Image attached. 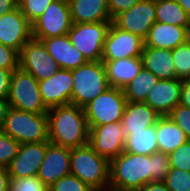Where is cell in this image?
<instances>
[{"label":"cell","instance_id":"obj_23","mask_svg":"<svg viewBox=\"0 0 190 191\" xmlns=\"http://www.w3.org/2000/svg\"><path fill=\"white\" fill-rule=\"evenodd\" d=\"M69 5L73 23L112 22L108 0H72Z\"/></svg>","mask_w":190,"mask_h":191},{"label":"cell","instance_id":"obj_30","mask_svg":"<svg viewBox=\"0 0 190 191\" xmlns=\"http://www.w3.org/2000/svg\"><path fill=\"white\" fill-rule=\"evenodd\" d=\"M20 143L0 129V167H8L17 155Z\"/></svg>","mask_w":190,"mask_h":191},{"label":"cell","instance_id":"obj_5","mask_svg":"<svg viewBox=\"0 0 190 191\" xmlns=\"http://www.w3.org/2000/svg\"><path fill=\"white\" fill-rule=\"evenodd\" d=\"M1 130L20 144L48 141L47 113H31L10 107Z\"/></svg>","mask_w":190,"mask_h":191},{"label":"cell","instance_id":"obj_42","mask_svg":"<svg viewBox=\"0 0 190 191\" xmlns=\"http://www.w3.org/2000/svg\"><path fill=\"white\" fill-rule=\"evenodd\" d=\"M180 104L190 108V79L182 80Z\"/></svg>","mask_w":190,"mask_h":191},{"label":"cell","instance_id":"obj_38","mask_svg":"<svg viewBox=\"0 0 190 191\" xmlns=\"http://www.w3.org/2000/svg\"><path fill=\"white\" fill-rule=\"evenodd\" d=\"M19 67V53L0 43V68L16 69Z\"/></svg>","mask_w":190,"mask_h":191},{"label":"cell","instance_id":"obj_40","mask_svg":"<svg viewBox=\"0 0 190 191\" xmlns=\"http://www.w3.org/2000/svg\"><path fill=\"white\" fill-rule=\"evenodd\" d=\"M14 70L0 68V99L8 98L11 75Z\"/></svg>","mask_w":190,"mask_h":191},{"label":"cell","instance_id":"obj_20","mask_svg":"<svg viewBox=\"0 0 190 191\" xmlns=\"http://www.w3.org/2000/svg\"><path fill=\"white\" fill-rule=\"evenodd\" d=\"M189 27L155 22L144 39V46L159 49H175L188 41Z\"/></svg>","mask_w":190,"mask_h":191},{"label":"cell","instance_id":"obj_2","mask_svg":"<svg viewBox=\"0 0 190 191\" xmlns=\"http://www.w3.org/2000/svg\"><path fill=\"white\" fill-rule=\"evenodd\" d=\"M152 182L151 155L123 151L110 161L109 189L136 191Z\"/></svg>","mask_w":190,"mask_h":191},{"label":"cell","instance_id":"obj_15","mask_svg":"<svg viewBox=\"0 0 190 191\" xmlns=\"http://www.w3.org/2000/svg\"><path fill=\"white\" fill-rule=\"evenodd\" d=\"M46 149L47 141L20 144L17 155L7 167L10 178L37 176Z\"/></svg>","mask_w":190,"mask_h":191},{"label":"cell","instance_id":"obj_34","mask_svg":"<svg viewBox=\"0 0 190 191\" xmlns=\"http://www.w3.org/2000/svg\"><path fill=\"white\" fill-rule=\"evenodd\" d=\"M9 191H49V188L37 176L11 178Z\"/></svg>","mask_w":190,"mask_h":191},{"label":"cell","instance_id":"obj_18","mask_svg":"<svg viewBox=\"0 0 190 191\" xmlns=\"http://www.w3.org/2000/svg\"><path fill=\"white\" fill-rule=\"evenodd\" d=\"M181 79H159L148 93L145 103L161 116H167L180 104Z\"/></svg>","mask_w":190,"mask_h":191},{"label":"cell","instance_id":"obj_29","mask_svg":"<svg viewBox=\"0 0 190 191\" xmlns=\"http://www.w3.org/2000/svg\"><path fill=\"white\" fill-rule=\"evenodd\" d=\"M173 63L178 79L185 80L190 78V42L172 49Z\"/></svg>","mask_w":190,"mask_h":191},{"label":"cell","instance_id":"obj_26","mask_svg":"<svg viewBox=\"0 0 190 191\" xmlns=\"http://www.w3.org/2000/svg\"><path fill=\"white\" fill-rule=\"evenodd\" d=\"M124 151L142 155L158 152L155 125L145 130L132 131L125 139Z\"/></svg>","mask_w":190,"mask_h":191},{"label":"cell","instance_id":"obj_17","mask_svg":"<svg viewBox=\"0 0 190 191\" xmlns=\"http://www.w3.org/2000/svg\"><path fill=\"white\" fill-rule=\"evenodd\" d=\"M70 174V149L47 141L44 160L37 177L49 188L60 178Z\"/></svg>","mask_w":190,"mask_h":191},{"label":"cell","instance_id":"obj_21","mask_svg":"<svg viewBox=\"0 0 190 191\" xmlns=\"http://www.w3.org/2000/svg\"><path fill=\"white\" fill-rule=\"evenodd\" d=\"M160 117L161 115L145 102L127 101L121 121L125 136L132 134V131L145 130L147 127L154 126Z\"/></svg>","mask_w":190,"mask_h":191},{"label":"cell","instance_id":"obj_36","mask_svg":"<svg viewBox=\"0 0 190 191\" xmlns=\"http://www.w3.org/2000/svg\"><path fill=\"white\" fill-rule=\"evenodd\" d=\"M49 191H94L87 184L82 182L78 177L69 174L60 178L52 186Z\"/></svg>","mask_w":190,"mask_h":191},{"label":"cell","instance_id":"obj_1","mask_svg":"<svg viewBox=\"0 0 190 191\" xmlns=\"http://www.w3.org/2000/svg\"><path fill=\"white\" fill-rule=\"evenodd\" d=\"M48 141L69 149L88 144L89 128L84 109L75 104L50 108Z\"/></svg>","mask_w":190,"mask_h":191},{"label":"cell","instance_id":"obj_3","mask_svg":"<svg viewBox=\"0 0 190 191\" xmlns=\"http://www.w3.org/2000/svg\"><path fill=\"white\" fill-rule=\"evenodd\" d=\"M70 174L94 191H107L110 183V161L89 145L70 149Z\"/></svg>","mask_w":190,"mask_h":191},{"label":"cell","instance_id":"obj_43","mask_svg":"<svg viewBox=\"0 0 190 191\" xmlns=\"http://www.w3.org/2000/svg\"><path fill=\"white\" fill-rule=\"evenodd\" d=\"M10 175L7 167H0V191H9Z\"/></svg>","mask_w":190,"mask_h":191},{"label":"cell","instance_id":"obj_16","mask_svg":"<svg viewBox=\"0 0 190 191\" xmlns=\"http://www.w3.org/2000/svg\"><path fill=\"white\" fill-rule=\"evenodd\" d=\"M72 70L59 68L51 77L39 81L40 96L48 109L71 103Z\"/></svg>","mask_w":190,"mask_h":191},{"label":"cell","instance_id":"obj_6","mask_svg":"<svg viewBox=\"0 0 190 191\" xmlns=\"http://www.w3.org/2000/svg\"><path fill=\"white\" fill-rule=\"evenodd\" d=\"M7 101L9 107L21 111L38 114L49 111L40 96L39 81L20 67L12 72Z\"/></svg>","mask_w":190,"mask_h":191},{"label":"cell","instance_id":"obj_45","mask_svg":"<svg viewBox=\"0 0 190 191\" xmlns=\"http://www.w3.org/2000/svg\"><path fill=\"white\" fill-rule=\"evenodd\" d=\"M9 108L10 107L7 99H0V129H2L4 125L6 114Z\"/></svg>","mask_w":190,"mask_h":191},{"label":"cell","instance_id":"obj_28","mask_svg":"<svg viewBox=\"0 0 190 191\" xmlns=\"http://www.w3.org/2000/svg\"><path fill=\"white\" fill-rule=\"evenodd\" d=\"M159 79L142 67L138 75L124 88L125 98L129 102H145L148 93Z\"/></svg>","mask_w":190,"mask_h":191},{"label":"cell","instance_id":"obj_19","mask_svg":"<svg viewBox=\"0 0 190 191\" xmlns=\"http://www.w3.org/2000/svg\"><path fill=\"white\" fill-rule=\"evenodd\" d=\"M41 42L61 69L74 70L88 62L84 55L71 43L68 35L42 39Z\"/></svg>","mask_w":190,"mask_h":191},{"label":"cell","instance_id":"obj_44","mask_svg":"<svg viewBox=\"0 0 190 191\" xmlns=\"http://www.w3.org/2000/svg\"><path fill=\"white\" fill-rule=\"evenodd\" d=\"M18 7L17 0H0V16L11 12Z\"/></svg>","mask_w":190,"mask_h":191},{"label":"cell","instance_id":"obj_22","mask_svg":"<svg viewBox=\"0 0 190 191\" xmlns=\"http://www.w3.org/2000/svg\"><path fill=\"white\" fill-rule=\"evenodd\" d=\"M102 62L106 68L109 86L121 89L131 82L143 67L141 57L121 58Z\"/></svg>","mask_w":190,"mask_h":191},{"label":"cell","instance_id":"obj_7","mask_svg":"<svg viewBox=\"0 0 190 191\" xmlns=\"http://www.w3.org/2000/svg\"><path fill=\"white\" fill-rule=\"evenodd\" d=\"M126 104L123 89L109 87L83 107L88 128L111 122H121Z\"/></svg>","mask_w":190,"mask_h":191},{"label":"cell","instance_id":"obj_32","mask_svg":"<svg viewBox=\"0 0 190 191\" xmlns=\"http://www.w3.org/2000/svg\"><path fill=\"white\" fill-rule=\"evenodd\" d=\"M164 182L170 191H190V172L171 168Z\"/></svg>","mask_w":190,"mask_h":191},{"label":"cell","instance_id":"obj_10","mask_svg":"<svg viewBox=\"0 0 190 191\" xmlns=\"http://www.w3.org/2000/svg\"><path fill=\"white\" fill-rule=\"evenodd\" d=\"M19 67L31 73L38 81L51 77L59 69L41 41L31 39L19 53Z\"/></svg>","mask_w":190,"mask_h":191},{"label":"cell","instance_id":"obj_47","mask_svg":"<svg viewBox=\"0 0 190 191\" xmlns=\"http://www.w3.org/2000/svg\"><path fill=\"white\" fill-rule=\"evenodd\" d=\"M188 41L190 42V26H189V29H188Z\"/></svg>","mask_w":190,"mask_h":191},{"label":"cell","instance_id":"obj_4","mask_svg":"<svg viewBox=\"0 0 190 191\" xmlns=\"http://www.w3.org/2000/svg\"><path fill=\"white\" fill-rule=\"evenodd\" d=\"M72 76L71 104L78 107L83 108L110 87L102 61H88L72 70Z\"/></svg>","mask_w":190,"mask_h":191},{"label":"cell","instance_id":"obj_31","mask_svg":"<svg viewBox=\"0 0 190 191\" xmlns=\"http://www.w3.org/2000/svg\"><path fill=\"white\" fill-rule=\"evenodd\" d=\"M53 1L55 0H20L18 6L24 17L32 24Z\"/></svg>","mask_w":190,"mask_h":191},{"label":"cell","instance_id":"obj_41","mask_svg":"<svg viewBox=\"0 0 190 191\" xmlns=\"http://www.w3.org/2000/svg\"><path fill=\"white\" fill-rule=\"evenodd\" d=\"M136 191H170L164 181H152Z\"/></svg>","mask_w":190,"mask_h":191},{"label":"cell","instance_id":"obj_46","mask_svg":"<svg viewBox=\"0 0 190 191\" xmlns=\"http://www.w3.org/2000/svg\"><path fill=\"white\" fill-rule=\"evenodd\" d=\"M184 11L190 16V0H176Z\"/></svg>","mask_w":190,"mask_h":191},{"label":"cell","instance_id":"obj_24","mask_svg":"<svg viewBox=\"0 0 190 191\" xmlns=\"http://www.w3.org/2000/svg\"><path fill=\"white\" fill-rule=\"evenodd\" d=\"M141 58L143 67L158 79H178L172 50L144 46Z\"/></svg>","mask_w":190,"mask_h":191},{"label":"cell","instance_id":"obj_25","mask_svg":"<svg viewBox=\"0 0 190 191\" xmlns=\"http://www.w3.org/2000/svg\"><path fill=\"white\" fill-rule=\"evenodd\" d=\"M155 131L159 152L170 154L187 141L185 133L168 116L158 119Z\"/></svg>","mask_w":190,"mask_h":191},{"label":"cell","instance_id":"obj_9","mask_svg":"<svg viewBox=\"0 0 190 191\" xmlns=\"http://www.w3.org/2000/svg\"><path fill=\"white\" fill-rule=\"evenodd\" d=\"M72 24L69 3L55 0L32 23V38L41 41L42 39L67 35Z\"/></svg>","mask_w":190,"mask_h":191},{"label":"cell","instance_id":"obj_12","mask_svg":"<svg viewBox=\"0 0 190 191\" xmlns=\"http://www.w3.org/2000/svg\"><path fill=\"white\" fill-rule=\"evenodd\" d=\"M144 39L123 31L111 23L103 47L101 61H114L121 58L141 57Z\"/></svg>","mask_w":190,"mask_h":191},{"label":"cell","instance_id":"obj_48","mask_svg":"<svg viewBox=\"0 0 190 191\" xmlns=\"http://www.w3.org/2000/svg\"><path fill=\"white\" fill-rule=\"evenodd\" d=\"M63 1L70 3L72 0H63Z\"/></svg>","mask_w":190,"mask_h":191},{"label":"cell","instance_id":"obj_37","mask_svg":"<svg viewBox=\"0 0 190 191\" xmlns=\"http://www.w3.org/2000/svg\"><path fill=\"white\" fill-rule=\"evenodd\" d=\"M167 116L185 133L187 140H190V108L179 104Z\"/></svg>","mask_w":190,"mask_h":191},{"label":"cell","instance_id":"obj_11","mask_svg":"<svg viewBox=\"0 0 190 191\" xmlns=\"http://www.w3.org/2000/svg\"><path fill=\"white\" fill-rule=\"evenodd\" d=\"M125 132L121 122H111L89 128L88 144L109 161L124 151Z\"/></svg>","mask_w":190,"mask_h":191},{"label":"cell","instance_id":"obj_35","mask_svg":"<svg viewBox=\"0 0 190 191\" xmlns=\"http://www.w3.org/2000/svg\"><path fill=\"white\" fill-rule=\"evenodd\" d=\"M170 167L190 172V140L169 154Z\"/></svg>","mask_w":190,"mask_h":191},{"label":"cell","instance_id":"obj_27","mask_svg":"<svg viewBox=\"0 0 190 191\" xmlns=\"http://www.w3.org/2000/svg\"><path fill=\"white\" fill-rule=\"evenodd\" d=\"M156 21L180 27L190 26V16L176 0H155Z\"/></svg>","mask_w":190,"mask_h":191},{"label":"cell","instance_id":"obj_33","mask_svg":"<svg viewBox=\"0 0 190 191\" xmlns=\"http://www.w3.org/2000/svg\"><path fill=\"white\" fill-rule=\"evenodd\" d=\"M151 160L152 181H164L171 169L169 154L158 151L151 154Z\"/></svg>","mask_w":190,"mask_h":191},{"label":"cell","instance_id":"obj_14","mask_svg":"<svg viewBox=\"0 0 190 191\" xmlns=\"http://www.w3.org/2000/svg\"><path fill=\"white\" fill-rule=\"evenodd\" d=\"M32 39V24L24 17L20 7L0 16V43L20 53Z\"/></svg>","mask_w":190,"mask_h":191},{"label":"cell","instance_id":"obj_13","mask_svg":"<svg viewBox=\"0 0 190 191\" xmlns=\"http://www.w3.org/2000/svg\"><path fill=\"white\" fill-rule=\"evenodd\" d=\"M156 22L155 0H141L127 11L116 15L112 23L119 29L145 39Z\"/></svg>","mask_w":190,"mask_h":191},{"label":"cell","instance_id":"obj_39","mask_svg":"<svg viewBox=\"0 0 190 191\" xmlns=\"http://www.w3.org/2000/svg\"><path fill=\"white\" fill-rule=\"evenodd\" d=\"M141 0H108L110 17L113 19L116 15L123 13Z\"/></svg>","mask_w":190,"mask_h":191},{"label":"cell","instance_id":"obj_8","mask_svg":"<svg viewBox=\"0 0 190 191\" xmlns=\"http://www.w3.org/2000/svg\"><path fill=\"white\" fill-rule=\"evenodd\" d=\"M111 23L104 21L73 23L67 35L87 61H101L105 38Z\"/></svg>","mask_w":190,"mask_h":191},{"label":"cell","instance_id":"obj_49","mask_svg":"<svg viewBox=\"0 0 190 191\" xmlns=\"http://www.w3.org/2000/svg\"><path fill=\"white\" fill-rule=\"evenodd\" d=\"M107 191H118V190H114V189H108Z\"/></svg>","mask_w":190,"mask_h":191}]
</instances>
